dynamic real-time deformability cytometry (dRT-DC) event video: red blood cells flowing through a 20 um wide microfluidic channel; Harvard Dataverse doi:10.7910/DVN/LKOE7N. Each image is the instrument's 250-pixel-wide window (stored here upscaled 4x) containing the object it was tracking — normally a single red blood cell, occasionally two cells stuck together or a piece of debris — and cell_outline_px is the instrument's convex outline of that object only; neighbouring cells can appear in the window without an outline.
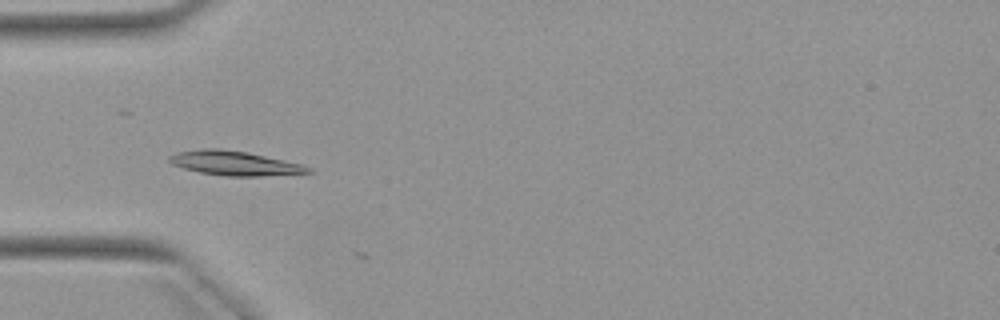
{"species": "Egyptian fruit bat (a non-hibernating species)", "species_latin": "Rousettus aegyptiacus", "temperature_condition": "warm", "stored_images_in_passage": 5, "camera_frame_rate_fps": 3000, "um_per_image_px": 0.085, "animal": {"sex": "female"}, "frame": {"image": 1, "passage_image": 3, "time_ms": 3.333, "image_size_px": [1000, 320], "cell_outline_px": [[312, 172], [260, 176], [228, 176], [200, 172], [184, 168], [172, 164], [168, 160], [168, 156], [176, 152], [204, 148], [220, 148], [248, 152], [284, 160], [300, 164], [312, 168]], "centroid_in_image_um": [19.9, 13.86], "position_along_channel_um": 65.1, "area_um2": 19.59}}
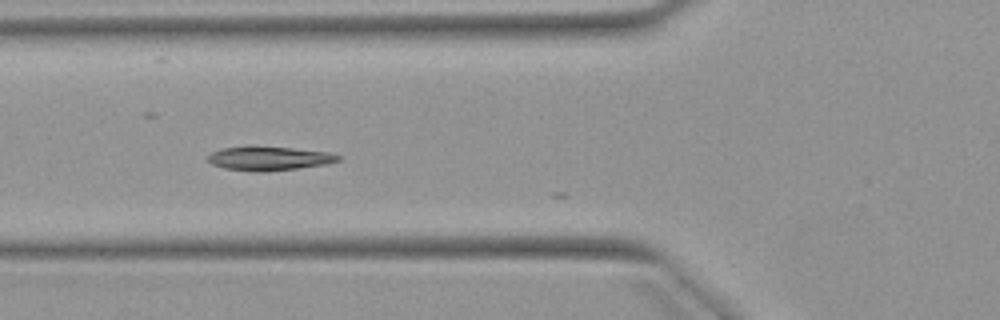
{"frame": {"image": 2, "passage_image": 4, "time_ms": 4.333, "image_size_px": [1000, 320], "cell_outline_px": [[340, 160], [328, 164], [264, 172], [252, 172], [224, 168], [212, 164], [208, 160], [208, 156], [212, 152], [224, 148], [292, 148], [328, 152], [340, 156]], "centroid_in_image_um": [22.9, 13.5], "position_along_channel_um": 102.9, "area_um2": 17.57}}